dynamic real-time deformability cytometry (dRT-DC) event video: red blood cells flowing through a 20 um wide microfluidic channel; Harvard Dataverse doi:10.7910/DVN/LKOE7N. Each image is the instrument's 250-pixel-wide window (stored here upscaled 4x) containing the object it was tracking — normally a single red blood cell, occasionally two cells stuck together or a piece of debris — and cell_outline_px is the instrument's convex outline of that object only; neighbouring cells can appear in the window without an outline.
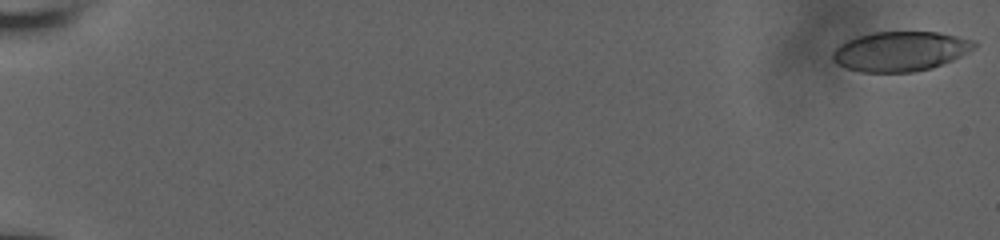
{"species": "human", "species_latin": "Homo sapiens", "temperature_condition": "room temperature", "stored_images_in_passage": 58, "camera_frame_rate_fps": 3000, "um_per_image_px": 0.085, "donor": {"sex": "male"}, "frame": {"image": 1, "passage_image": 1, "time_ms": 0.0, "image_size_px": [1000, 240], "cell_outline_px": [[976, 48], [952, 60], [932, 68], [912, 72], [860, 72], [836, 64], [832, 60], [832, 52], [840, 44], [856, 36], [872, 32], [940, 32], [976, 40]], "centroid_in_image_um": [76.54, 4.35], "position_along_channel_um": 8.5, "area_um2": 32.95}}
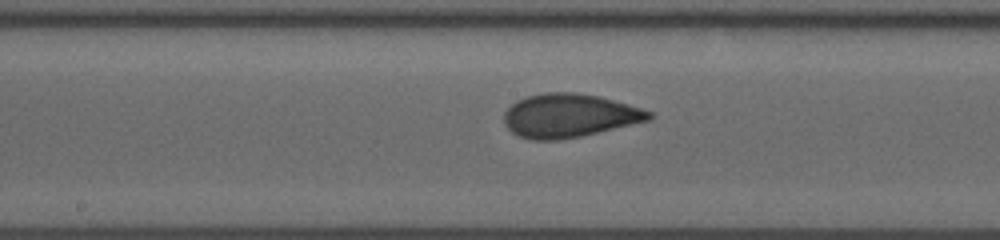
{"frame": {"image": 2, "passage_image": 33, "time_ms": 10.667, "image_size_px": [1000, 240], "cell_outline_px": [[652, 120], [580, 136], [560, 140], [532, 140], [520, 136], [512, 132], [504, 124], [504, 112], [516, 100], [528, 96], [544, 92], [576, 92], [596, 96], [612, 100], [640, 108], [652, 112]], "centroid_in_image_um": [48.36, 9.83], "position_along_channel_um": 199.8, "area_um2": 36.65}}
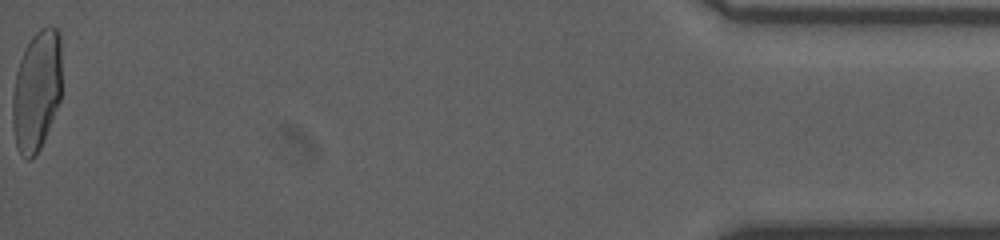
{"frame": {"image": 3, "passage_image": 58, "time_ms": 19.0, "image_size_px": [1000, 240], "cell_outline_px": [[60, 100], [40, 148], [36, 156], [32, 160], [28, 160], [20, 152], [16, 144], [12, 124], [12, 96], [16, 72], [24, 48], [32, 36], [40, 28], [60, 28]], "centroid_in_image_um": [3.1, 7.71], "position_along_channel_um": 432.1, "area_um2": 34.45}, "authors_computed_cell_mechanics": {"area_um2": 35.1713, "velocity_mm_per_s": 3.8331, "shape_relaxation_time_tau1_ms": 8.4692, "shape_relaxation_time_tau2_ms": 0.9554, "deformation_change_tau1": 0.2186, "deformation_change_tau2": 0.0724}}